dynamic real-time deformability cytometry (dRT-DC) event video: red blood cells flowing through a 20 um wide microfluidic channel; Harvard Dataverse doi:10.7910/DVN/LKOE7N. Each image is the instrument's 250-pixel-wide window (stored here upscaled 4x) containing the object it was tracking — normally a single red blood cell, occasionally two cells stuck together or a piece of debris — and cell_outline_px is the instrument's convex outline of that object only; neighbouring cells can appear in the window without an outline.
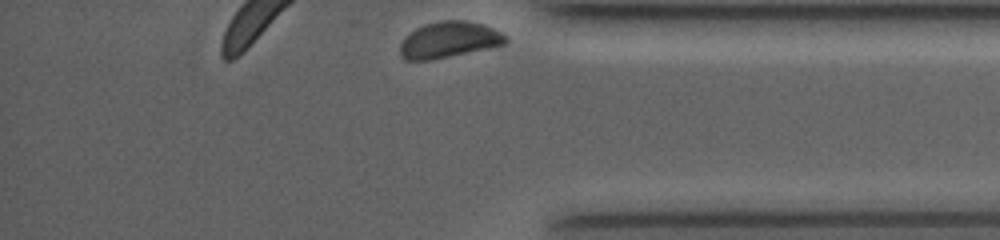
{"species": "common noctule bat (a hibernating species)", "species_latin": "Nyctalus noctula", "temperature_condition": "room temperature", "stored_images_in_passage": 14, "camera_frame_rate_fps": 4000, "um_per_image_px": 0.085, "animal": {"sex": "female", "body_mass_g": 19.0, "forearm_length_mm": 53.3}, "frame": {"image": 1, "passage_image": 14, "time_ms": 9.5, "image_size_px": [1000, 240], "cell_outline_px": [[508, 40], [504, 44], [448, 56], [428, 60], [404, 60], [400, 56], [400, 44], [416, 28], [424, 24], [440, 20], [464, 20], [484, 24], [500, 32]], "centroid_in_image_um": [38.13, 3.37], "position_along_channel_um": 397.1, "area_um2": 21.73}}